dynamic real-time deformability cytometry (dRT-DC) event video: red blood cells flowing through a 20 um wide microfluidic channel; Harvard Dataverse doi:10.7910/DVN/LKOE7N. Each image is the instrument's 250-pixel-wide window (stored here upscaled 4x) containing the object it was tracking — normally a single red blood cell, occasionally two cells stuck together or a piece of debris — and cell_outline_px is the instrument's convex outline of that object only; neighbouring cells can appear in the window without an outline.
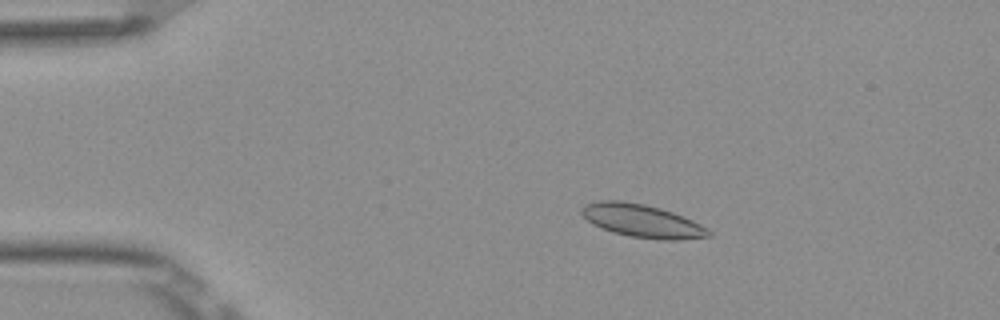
{"species": "Egyptian fruit bat (a non-hibernating species)", "species_latin": "Rousettus aegyptiacus", "temperature_condition": "room temperature", "stored_images_in_passage": 53, "camera_frame_rate_fps": 3000, "um_per_image_px": 0.085, "frame": {"image": 1, "passage_image": 10, "time_ms": 3.0, "image_size_px": [1000, 320], "cell_outline_px": [[712, 236], [680, 240], [660, 240], [628, 236], [612, 232], [592, 224], [580, 212], [580, 208], [588, 204], [600, 200], [620, 200], [644, 204], [660, 208], [672, 212], [692, 220], [708, 228], [712, 232]], "centroid_in_image_um": [54.6, 18.78], "position_along_channel_um": 30.4, "area_um2": 24.51}}
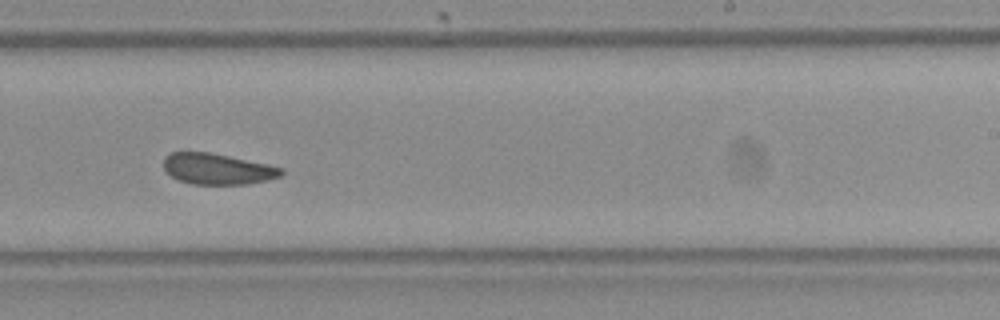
{"frame": {"image": 2, "passage_image": 33, "time_ms": 10.667, "image_size_px": [1000, 320], "cell_outline_px": [[284, 172], [280, 176], [268, 180], [248, 184], [192, 184], [180, 180], [172, 176], [164, 168], [164, 156], [168, 152], [208, 152], [268, 164], [284, 168]], "centroid_in_image_um": [18.5, 14.35], "position_along_channel_um": 270.5, "area_um2": 21.15}}
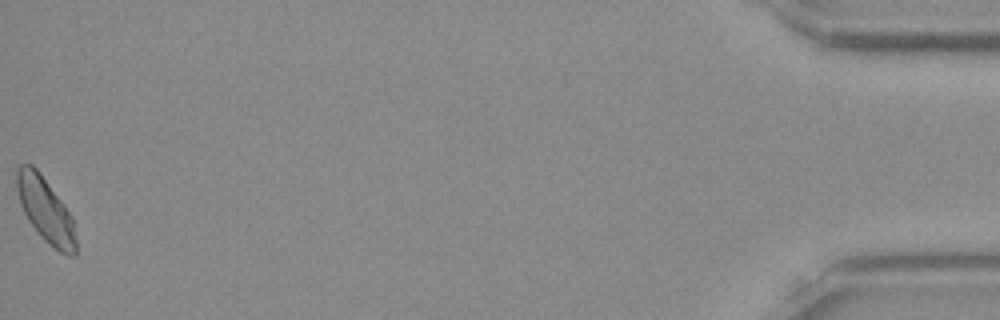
{"frame": {"image": 3, "passage_image": 53, "time_ms": 17.333, "image_size_px": [1000, 320], "cell_outline_px": [[76, 256], [68, 256], [60, 252], [44, 240], [40, 236], [28, 220], [20, 204], [16, 188], [16, 168], [20, 164], [32, 164], [40, 172], [64, 204], [72, 216], [76, 240]], "centroid_in_image_um": [3.86, 17.84], "position_along_channel_um": 431.3, "area_um2": 22.43}, "authors_computed_cell_mechanics": {"area_um2": 22.542, "velocity_mm_per_s": 3.8642, "shape_relaxation_time_tau1_ms": 2.1177, "shape_relaxation_time_tau2_ms": 1.5644, "deformation_change_tau1": 0.0579, "deformation_change_tau2": 0.0651}}